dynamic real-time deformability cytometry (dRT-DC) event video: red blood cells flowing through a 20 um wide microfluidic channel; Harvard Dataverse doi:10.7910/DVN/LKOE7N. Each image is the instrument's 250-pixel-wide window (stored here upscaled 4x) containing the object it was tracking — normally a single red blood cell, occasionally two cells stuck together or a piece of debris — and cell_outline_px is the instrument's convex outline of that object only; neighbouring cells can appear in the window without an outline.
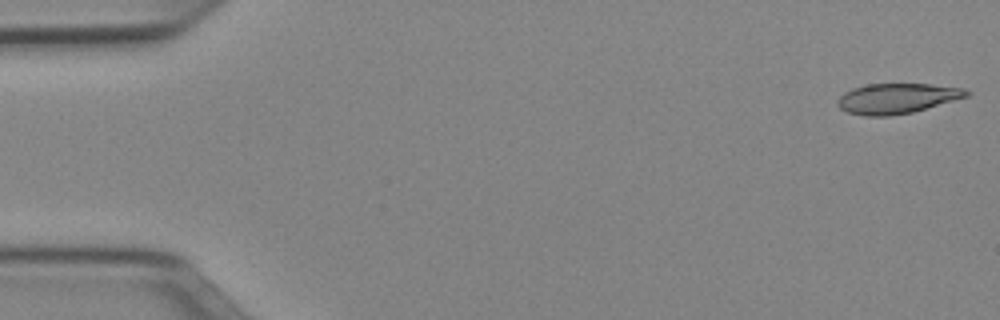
{"species": "Egyptian fruit bat (a non-hibernating species)", "species_latin": "Rousettus aegyptiacus", "temperature_condition": "cold", "stored_images_in_passage": 50, "camera_frame_rate_fps": 3000, "um_per_image_px": 0.085, "animal": {"sex": "female"}, "frame": {"image": 1, "passage_image": 1, "time_ms": 0.0, "image_size_px": [1000, 320], "cell_outline_px": [[972, 92], [968, 96], [912, 112], [888, 116], [864, 116], [848, 112], [840, 108], [836, 104], [836, 100], [844, 92], [852, 88], [868, 84], [928, 84], [964, 88]], "centroid_in_image_um": [76.21, 8.36], "position_along_channel_um": 8.8, "area_um2": 22.6}}
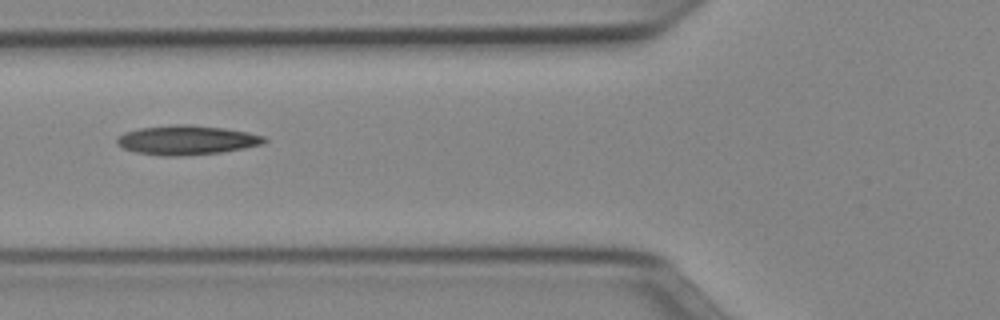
{"frame": {"image": 2, "passage_image": 19, "time_ms": 6.0, "image_size_px": [1000, 320], "cell_outline_px": [[268, 140], [264, 144], [244, 148], [220, 152], [180, 156], [160, 156], [136, 152], [124, 148], [116, 144], [116, 140], [124, 132], [140, 128], [172, 124], [192, 124], [224, 128], [248, 132], [264, 136]], "centroid_in_image_um": [15.88, 11.9], "position_along_channel_um": 109.9, "area_um2": 25.32}}
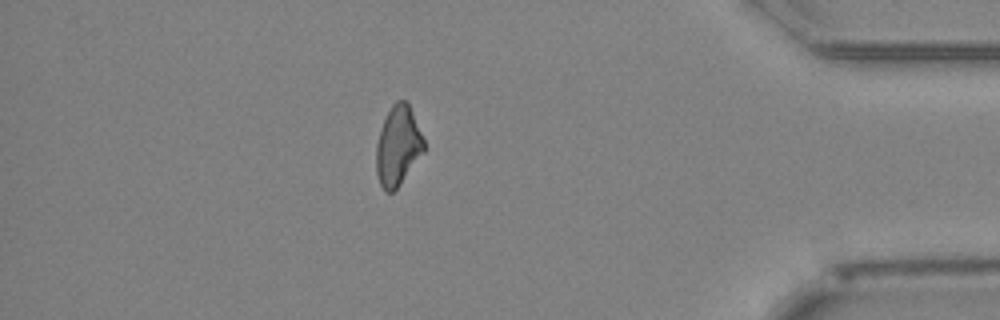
{"frame": {"image": 3, "passage_image": 44, "time_ms": 14.333, "image_size_px": [1000, 320], "cell_outline_px": [[424, 152], [400, 184], [392, 192], [384, 192], [380, 184], [376, 172], [376, 144], [384, 120], [392, 104], [396, 100], [404, 100], [408, 104], [412, 112], [424, 140]], "centroid_in_image_um": [33.81, 12.42], "position_along_channel_um": 401.4, "area_um2": 21.85}, "authors_computed_cell_mechanics": {"area_um2": 23.2645, "velocity_mm_per_s": 3.9738, "shape_relaxation_time_tau1_ms": null, "shape_relaxation_time_tau2_ms": 6.2228, "deformation_change_tau1": null, "deformation_change_tau2": 0.1616}}